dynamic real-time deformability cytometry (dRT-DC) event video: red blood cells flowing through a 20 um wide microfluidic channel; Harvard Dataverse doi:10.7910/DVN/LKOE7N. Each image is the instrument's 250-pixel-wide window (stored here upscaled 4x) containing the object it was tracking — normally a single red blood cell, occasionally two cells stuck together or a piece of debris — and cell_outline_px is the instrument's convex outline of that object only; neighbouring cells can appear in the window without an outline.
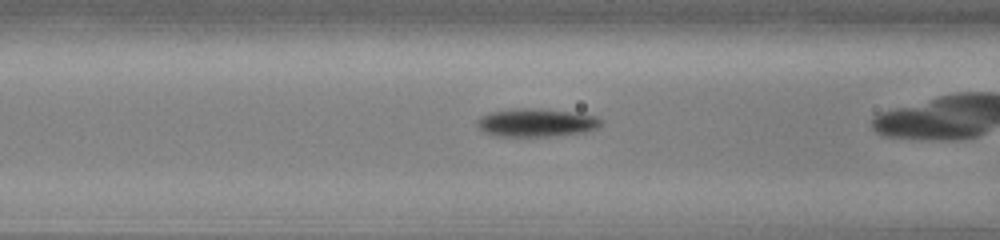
{"species": "common noctule bat (a hibernating species)", "species_latin": "Nyctalus noctula", "temperature_condition": "cold", "stored_images_in_passage": 27, "camera_frame_rate_fps": 3000, "um_per_image_px": 0.085, "animal": {"sex": "male", "body_mass_g": 13.0, "forearm_length_mm": 53.1}, "frame": {"image": 1, "passage_image": 6, "time_ms": 1.667, "image_size_px": [1000, 240], "cell_outline_px": [[604, 120], [596, 128], [584, 132], [552, 136], [500, 136], [484, 132], [476, 124], [476, 120], [480, 116], [488, 112], [512, 108], [532, 108], [572, 112], [596, 116]], "centroid_in_image_um": [45.55, 10.41], "position_along_channel_um": 121.1, "area_um2": 20.35}}
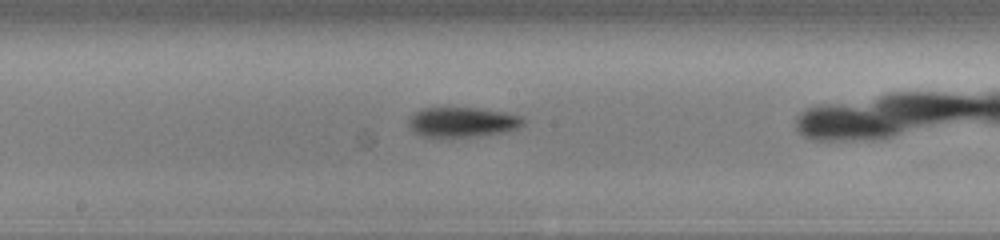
{"frame": {"image": 2, "passage_image": 13, "time_ms": 4.0, "image_size_px": [1000, 240], "cell_outline_px": [[524, 124], [516, 128], [504, 132], [476, 136], [424, 136], [416, 132], [408, 124], [408, 120], [420, 108], [476, 108], [504, 112], [520, 116], [524, 120]], "centroid_in_image_um": [39.31, 10.36], "position_along_channel_um": 208.9, "area_um2": 19.48}}
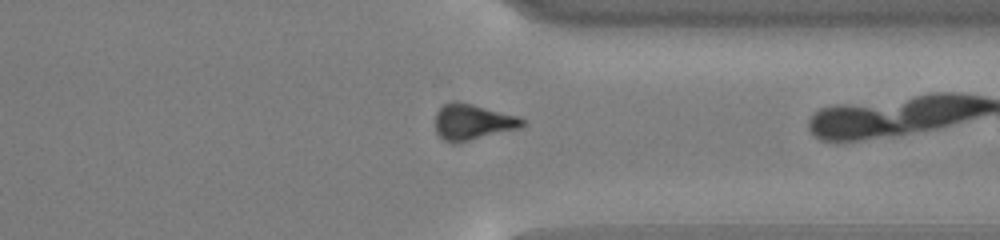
{"frame": {"image": 3, "passage_image": 26, "time_ms": 8.333, "image_size_px": [1000, 240], "cell_outline_px": [[524, 124], [520, 128], [468, 140], [444, 140], [436, 132], [436, 112], [444, 104], [452, 100], [456, 100], [472, 104], [516, 116], [524, 120]], "centroid_in_image_um": [40.15, 10.32], "position_along_channel_um": 371.2, "area_um2": 17.51}}